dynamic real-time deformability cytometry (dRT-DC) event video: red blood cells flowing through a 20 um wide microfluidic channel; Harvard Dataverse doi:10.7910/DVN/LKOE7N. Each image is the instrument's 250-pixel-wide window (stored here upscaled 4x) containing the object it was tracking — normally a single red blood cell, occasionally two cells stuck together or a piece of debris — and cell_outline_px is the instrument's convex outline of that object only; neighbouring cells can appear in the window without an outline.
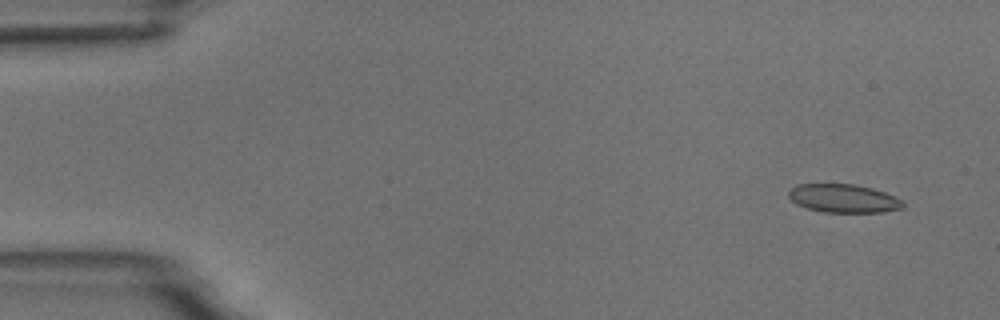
{"species": "common noctule bat (a hibernating species)", "species_latin": "Nyctalus noctula", "temperature_condition": "room temperature", "stored_images_in_passage": 8, "camera_frame_rate_fps": 3000, "um_per_image_px": 0.085, "animal": {"sex": "male", "body_mass_g": 18.8}, "frame": {"image": 1, "passage_image": 1, "time_ms": 0.0, "image_size_px": [1000, 320], "cell_outline_px": [[904, 208], [884, 212], [824, 212], [808, 208], [796, 204], [788, 196], [788, 192], [796, 184], [852, 184], [872, 188], [884, 192], [900, 200], [904, 204]], "centroid_in_image_um": [71.68, 16.86], "position_along_channel_um": 13.3, "area_um2": 18.79}}
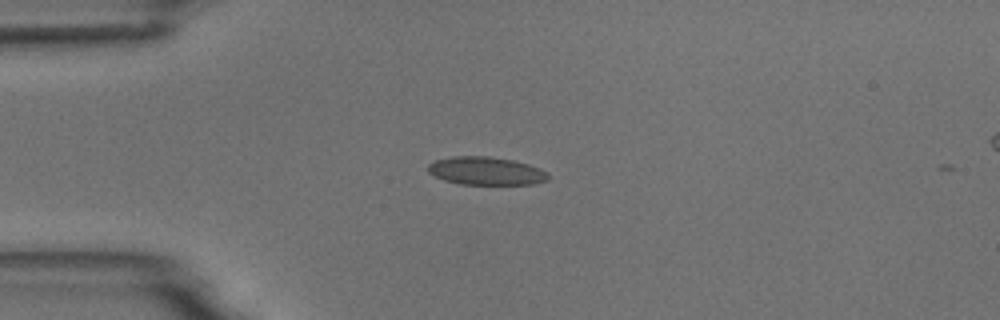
{"frame": {"image": 2, "passage_image": 4, "time_ms": 3.333, "image_size_px": [1000, 320], "cell_outline_px": [[548, 180], [536, 184], [460, 184], [444, 180], [428, 172], [428, 164], [436, 160], [452, 156], [488, 156], [512, 160], [528, 164], [540, 168], [548, 172]], "centroid_in_image_um": [41.33, 14.53], "position_along_channel_um": 43.7, "area_um2": 19.65}}